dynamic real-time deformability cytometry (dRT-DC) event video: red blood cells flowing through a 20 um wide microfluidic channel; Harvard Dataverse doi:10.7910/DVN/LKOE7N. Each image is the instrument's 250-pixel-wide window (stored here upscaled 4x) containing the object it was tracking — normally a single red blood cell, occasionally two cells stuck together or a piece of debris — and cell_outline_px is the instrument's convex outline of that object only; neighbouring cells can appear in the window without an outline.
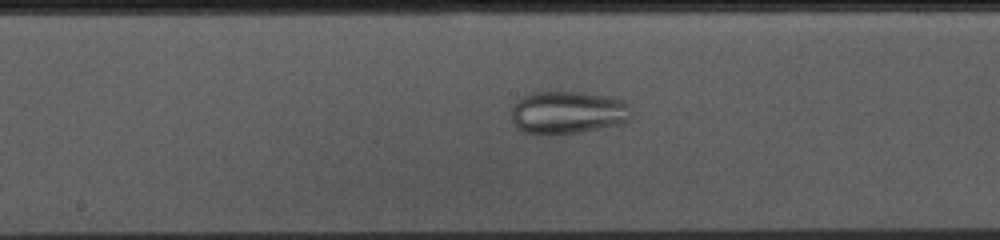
{"species": "common noctule bat (a hibernating species)", "species_latin": "Nyctalus noctula", "temperature_condition": "cold", "stored_images_in_passage": 53, "camera_frame_rate_fps": 3000, "um_per_image_px": 0.085, "animal": {"sex": "female", "body_mass_g": 10.0, "forearm_length_mm": 53.1}, "frame": {"image": 1, "passage_image": 26, "time_ms": 8.333, "image_size_px": [1000, 240], "cell_outline_px": [[632, 116], [628, 120], [620, 124], [580, 132], [548, 136], [524, 132], [516, 128], [512, 120], [512, 104], [524, 96], [532, 92], [584, 92], [608, 96], [624, 100], [628, 104], [632, 112]], "centroid_in_image_um": [48.25, 9.57], "position_along_channel_um": 199.9, "area_um2": 30.4}}
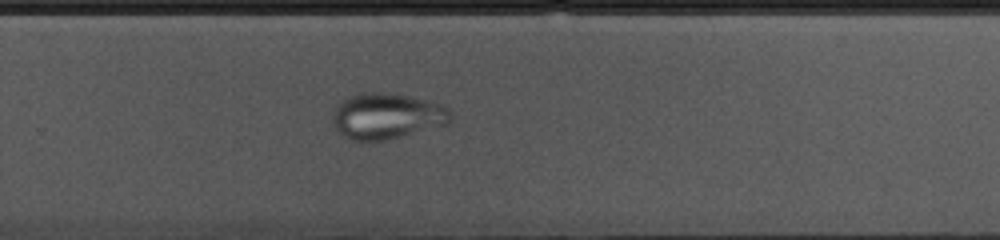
{"frame": {"image": 2, "passage_image": 34, "time_ms": 11.0, "image_size_px": [1000, 240], "cell_outline_px": [[452, 116], [448, 124], [384, 140], [352, 140], [344, 136], [336, 128], [332, 120], [332, 112], [336, 104], [340, 100], [348, 96], [360, 92], [388, 92], [408, 96], [444, 104], [452, 112]], "centroid_in_image_um": [32.86, 9.83], "position_along_channel_um": 296.9, "area_um2": 31.73}}
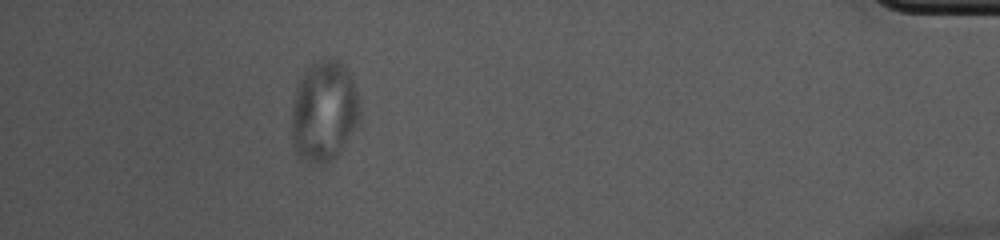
{"frame": {"image": 3, "passage_image": 48, "time_ms": 15.667, "image_size_px": [1000, 240], "cell_outline_px": [[360, 116], [356, 124], [340, 152], [328, 164], [316, 164], [300, 156], [292, 148], [292, 104], [296, 88], [304, 72], [320, 56], [332, 56], [340, 60], [344, 64], [352, 76], [360, 100]], "centroid_in_image_um": [27.55, 9.39], "position_along_channel_um": 407.6, "area_um2": 40.69}}